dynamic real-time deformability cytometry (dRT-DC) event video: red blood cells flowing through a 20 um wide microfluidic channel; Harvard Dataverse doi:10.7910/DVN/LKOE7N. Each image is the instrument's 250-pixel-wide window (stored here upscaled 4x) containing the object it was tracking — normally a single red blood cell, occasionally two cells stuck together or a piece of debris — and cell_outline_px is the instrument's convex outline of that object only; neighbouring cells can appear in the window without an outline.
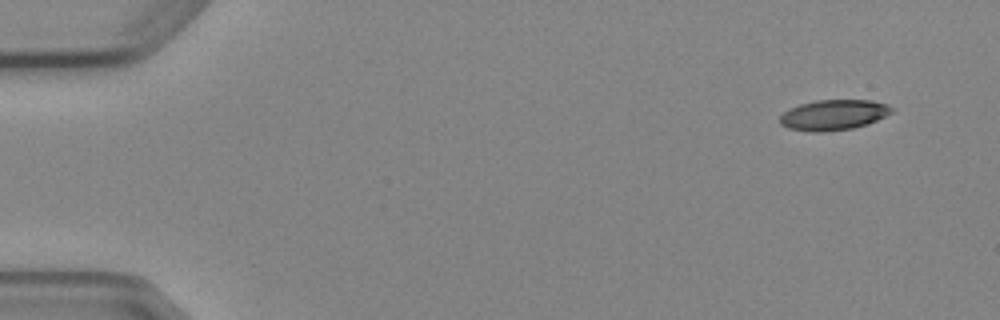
{"species": "Egyptian fruit bat (a non-hibernating species)", "species_latin": "Rousettus aegyptiacus", "temperature_condition": "cold", "stored_images_in_passage": 9, "camera_frame_rate_fps": 3000, "um_per_image_px": 0.085, "animal": {"sex": "female"}, "frame": {"image": 1, "passage_image": 1, "time_ms": 0.0, "image_size_px": [1000, 320], "cell_outline_px": [[896, 108], [892, 112], [868, 124], [852, 128], [824, 132], [812, 132], [788, 128], [780, 124], [780, 116], [784, 112], [800, 104], [816, 100], [872, 100], [888, 104]], "centroid_in_image_um": [70.88, 9.76], "position_along_channel_um": 14.1, "area_um2": 19.83}}
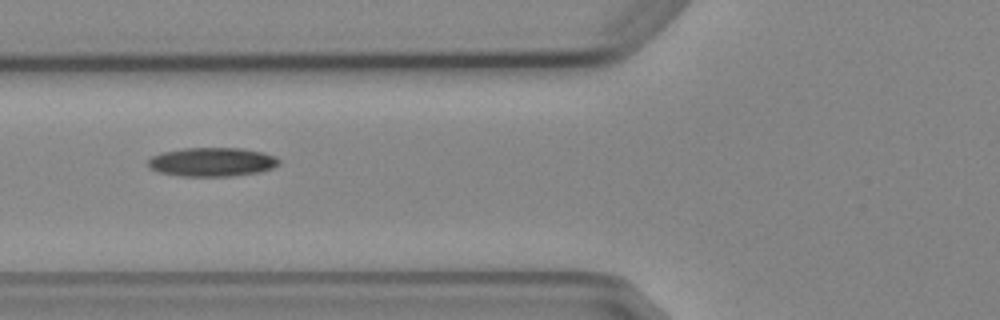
{"frame": {"image": 2, "passage_image": 6, "time_ms": 5.667, "image_size_px": [1000, 320], "cell_outline_px": [[280, 164], [272, 168], [260, 172], [232, 176], [180, 176], [160, 172], [148, 168], [148, 160], [152, 156], [160, 152], [184, 148], [240, 148], [264, 152], [276, 156], [280, 160]], "centroid_in_image_um": [18.03, 13.76], "position_along_channel_um": 107.8, "area_um2": 22.25}}